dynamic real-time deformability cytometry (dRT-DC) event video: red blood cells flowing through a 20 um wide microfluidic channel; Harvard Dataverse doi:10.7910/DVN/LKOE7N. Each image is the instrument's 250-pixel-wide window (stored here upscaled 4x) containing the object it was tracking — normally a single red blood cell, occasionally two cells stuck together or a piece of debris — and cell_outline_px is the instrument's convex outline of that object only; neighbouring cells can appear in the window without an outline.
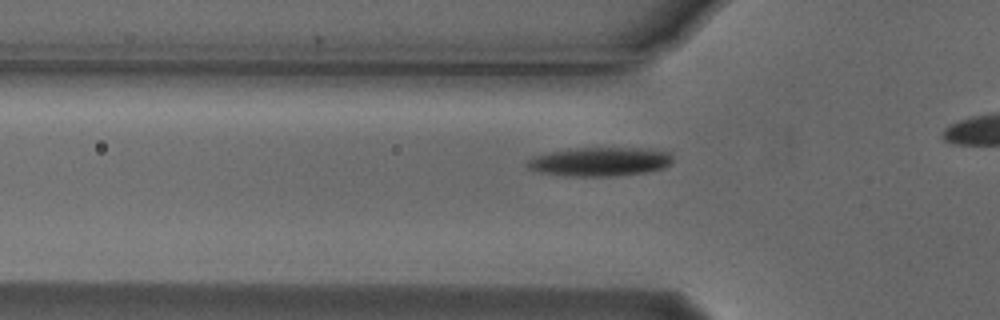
{"species": "Egyptian fruit bat (a non-hibernating species)", "species_latin": "Rousettus aegyptiacus", "temperature_condition": "cold", "stored_images_in_passage": 29, "camera_frame_rate_fps": 3000, "um_per_image_px": 0.085, "animal": {"sex": "male"}, "frame": {"image": 1, "passage_image": 3, "time_ms": 0.667, "image_size_px": [1000, 320], "cell_outline_px": [[672, 164], [664, 168], [648, 172], [616, 176], [564, 176], [536, 172], [528, 168], [524, 164], [532, 156], [548, 152], [576, 148], [652, 148], [672, 152]], "centroid_in_image_um": [51.01, 13.74], "position_along_channel_um": 74.8, "area_um2": 25.09}}
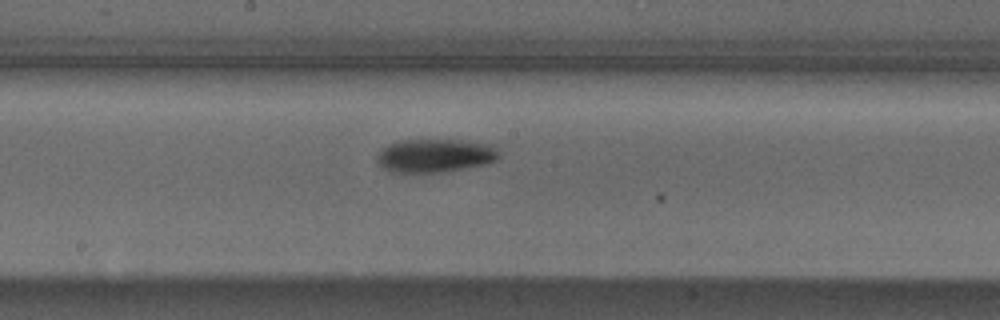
{"frame": {"image": 2, "passage_image": 14, "time_ms": 4.333, "image_size_px": [1000, 320], "cell_outline_px": [[500, 156], [496, 160], [488, 164], [444, 172], [388, 172], [376, 164], [376, 156], [388, 144], [396, 140], [460, 140], [496, 144], [500, 152]], "centroid_in_image_um": [37.01, 13.22], "position_along_channel_um": 211.2, "area_um2": 24.33}}
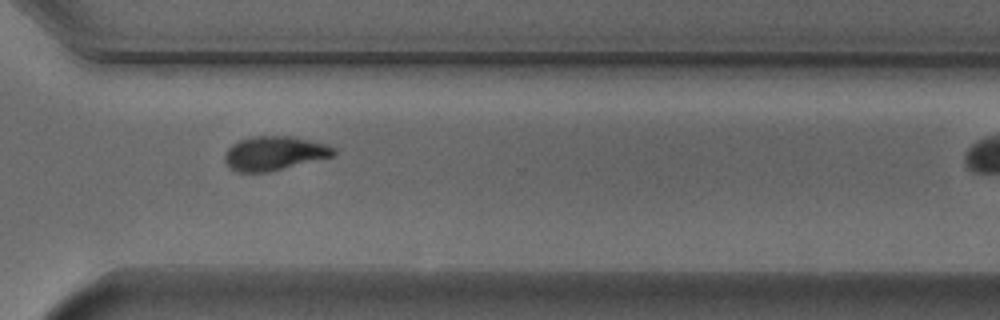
{"frame": {"image": 3, "passage_image": 25, "time_ms": 8.0, "image_size_px": [1000, 320], "cell_outline_px": [[336, 156], [268, 172], [236, 172], [228, 168], [224, 160], [224, 156], [228, 148], [232, 144], [240, 140], [252, 136], [296, 136], [328, 144], [336, 148]], "centroid_in_image_um": [23.35, 13.03], "position_along_channel_um": 347.2, "area_um2": 22.08}}